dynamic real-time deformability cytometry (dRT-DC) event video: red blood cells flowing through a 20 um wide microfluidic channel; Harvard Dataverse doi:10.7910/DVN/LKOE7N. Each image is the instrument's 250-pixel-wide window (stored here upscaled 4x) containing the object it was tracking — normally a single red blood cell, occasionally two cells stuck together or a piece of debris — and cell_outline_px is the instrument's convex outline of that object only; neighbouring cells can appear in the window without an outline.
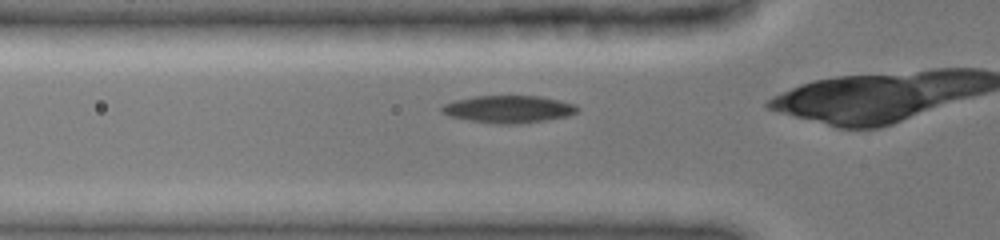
{"species": "common noctule bat (a hibernating species)", "species_latin": "Nyctalus noctula", "temperature_condition": "cold", "stored_images_in_passage": 36, "camera_frame_rate_fps": 3000, "um_per_image_px": 0.085, "animal": {"sex": "female", "body_mass_g": 19.0, "forearm_length_mm": 51.5}, "frame": {"image": 1, "passage_image": 11, "time_ms": 3.333, "image_size_px": [1000, 240], "cell_outline_px": [[580, 108], [576, 112], [568, 116], [520, 124], [496, 124], [468, 120], [448, 116], [440, 112], [440, 108], [444, 104], [456, 100], [472, 96], [540, 96], [560, 100], [576, 104]], "centroid_in_image_um": [43.21, 9.28], "position_along_channel_um": 82.6, "area_um2": 21.79}}
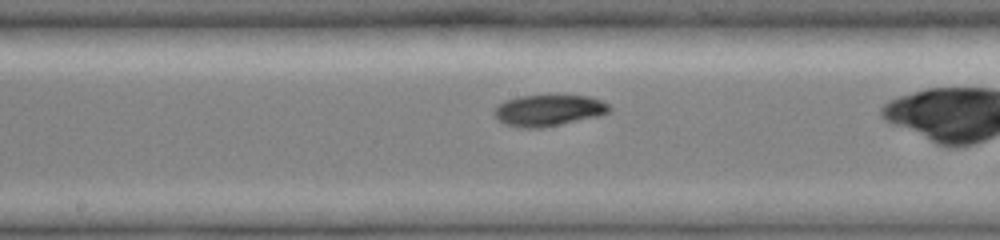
{"frame": {"image": 2, "passage_image": 20, "time_ms": 6.333, "image_size_px": [1000, 240], "cell_outline_px": [[612, 108], [608, 112], [600, 116], [540, 128], [520, 128], [504, 124], [492, 112], [504, 100], [520, 96], [588, 96], [600, 100], [608, 104]], "centroid_in_image_um": [46.62, 9.39], "position_along_channel_um": 201.6, "area_um2": 20.81}}
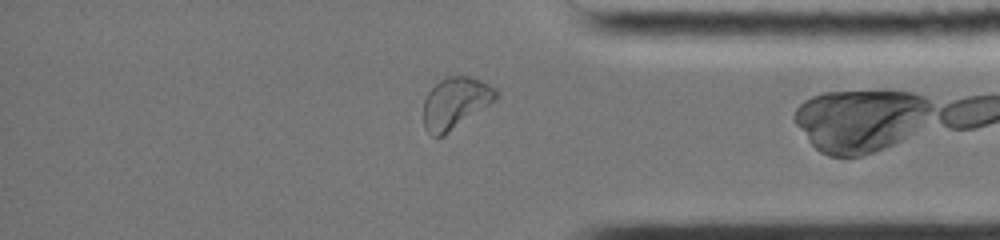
{"frame": {"image": 3, "passage_image": 35, "time_ms": 11.333, "image_size_px": [1000, 240], "cell_outline_px": [[500, 96], [496, 100], [444, 136], [432, 136], [424, 128], [424, 100], [428, 92], [440, 80], [448, 76], [468, 76], [480, 80], [496, 88]], "centroid_in_image_um": [38.72, 8.75], "position_along_channel_um": 396.5, "area_um2": 21.73}}